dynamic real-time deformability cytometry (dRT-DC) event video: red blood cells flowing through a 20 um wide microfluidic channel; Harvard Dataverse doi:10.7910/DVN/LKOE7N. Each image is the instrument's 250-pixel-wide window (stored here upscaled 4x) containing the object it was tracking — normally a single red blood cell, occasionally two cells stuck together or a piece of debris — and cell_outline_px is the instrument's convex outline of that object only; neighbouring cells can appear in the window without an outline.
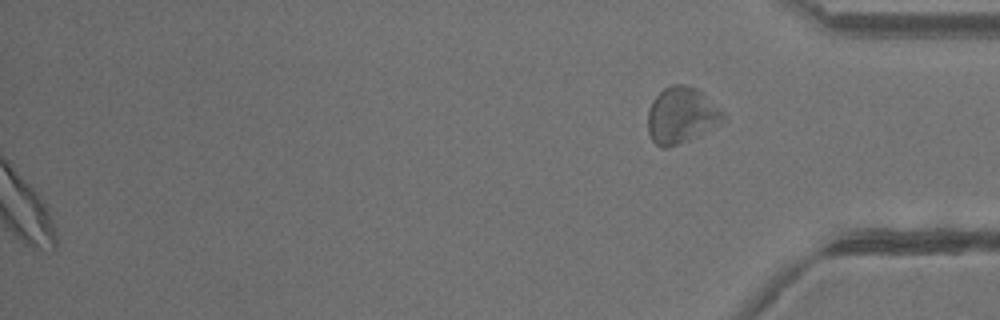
{"species": "common noctule bat (a hibernating species)", "species_latin": "Nyctalus noctula", "temperature_condition": "warm", "stored_images_in_passage": 42, "segment_of_instrument_passage": [2, 2], "camera_frame_rate_fps": 3000, "um_per_image_px": 0.085, "animal": {"sex": "male", "body_mass_g": 13.3}, "frame": {"image": 1, "passage_image": 42, "time_ms": 13.667, "image_size_px": [1000, 320], "cell_outline_px": [[724, 120], [696, 136], [688, 140], [668, 148], [660, 148], [652, 140], [648, 132], [648, 112], [652, 100], [664, 88], [672, 84], [684, 84], [696, 88], [720, 108], [724, 112]], "centroid_in_image_um": [57.88, 9.8], "position_along_channel_um": 377.3, "area_um2": 24.39}}